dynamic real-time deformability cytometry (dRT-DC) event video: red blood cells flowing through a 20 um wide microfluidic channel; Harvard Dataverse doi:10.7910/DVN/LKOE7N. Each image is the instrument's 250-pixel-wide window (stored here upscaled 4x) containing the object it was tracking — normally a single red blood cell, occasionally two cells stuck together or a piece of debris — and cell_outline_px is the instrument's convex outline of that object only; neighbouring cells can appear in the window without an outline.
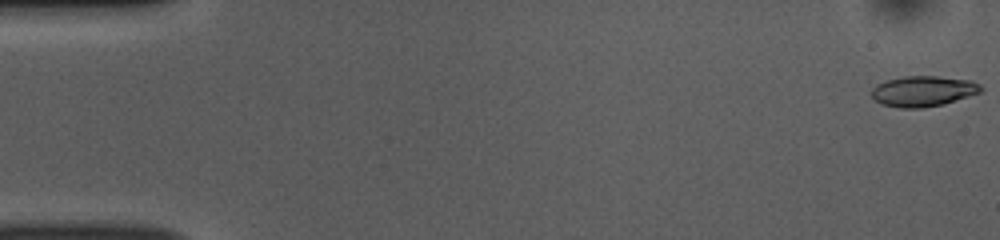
{"species": "common noctule bat (a hibernating species)", "species_latin": "Nyctalus noctula", "temperature_condition": "room temperature", "stored_images_in_passage": 52, "camera_frame_rate_fps": 3000, "um_per_image_px": 0.085, "animal": {"sex": "female", "body_mass_g": 10.0, "forearm_length_mm": 53.1}, "frame": {"image": 1, "passage_image": 1, "time_ms": 0.0, "image_size_px": [1000, 240], "cell_outline_px": [[984, 88], [980, 92], [944, 104], [920, 108], [900, 108], [880, 104], [872, 96], [872, 88], [876, 84], [888, 80], [904, 76], [936, 76], [972, 80], [980, 84]], "centroid_in_image_um": [78.47, 7.75], "position_along_channel_um": 6.5, "area_um2": 19.48}}
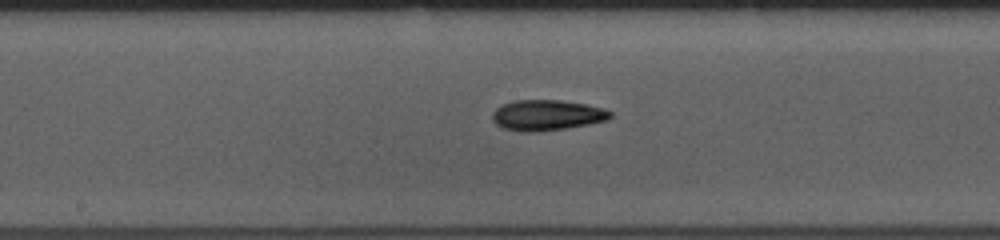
{"frame": {"image": 2, "passage_image": 27, "time_ms": 8.667, "image_size_px": [1000, 240], "cell_outline_px": [[612, 116], [608, 120], [588, 124], [564, 128], [536, 132], [520, 132], [504, 128], [496, 124], [492, 120], [492, 112], [496, 108], [504, 104], [516, 100], [560, 100], [584, 104], [604, 108], [612, 112]], "centroid_in_image_um": [46.48, 9.79], "position_along_channel_um": 201.7, "area_um2": 20.98}}
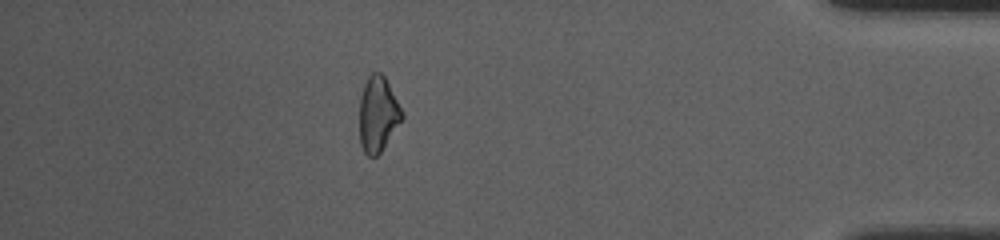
{"frame": {"image": 3, "passage_image": 46, "time_ms": 15.0, "image_size_px": [1000, 240], "cell_outline_px": [[404, 116], [380, 152], [376, 156], [368, 156], [364, 152], [360, 144], [360, 96], [364, 84], [368, 76], [372, 72], [380, 72], [384, 76], [404, 112]], "centroid_in_image_um": [32.12, 9.68], "position_along_channel_um": 403.1, "area_um2": 18.5}, "authors_computed_cell_mechanics": {"area_um2": 19.7676, "velocity_mm_per_s": 3.863, "shape_relaxation_time_tau1_ms": 3.3027, "shape_relaxation_time_tau2_ms": 5.2486, "deformation_change_tau1": 0.1329, "deformation_change_tau2": 0.1397}}